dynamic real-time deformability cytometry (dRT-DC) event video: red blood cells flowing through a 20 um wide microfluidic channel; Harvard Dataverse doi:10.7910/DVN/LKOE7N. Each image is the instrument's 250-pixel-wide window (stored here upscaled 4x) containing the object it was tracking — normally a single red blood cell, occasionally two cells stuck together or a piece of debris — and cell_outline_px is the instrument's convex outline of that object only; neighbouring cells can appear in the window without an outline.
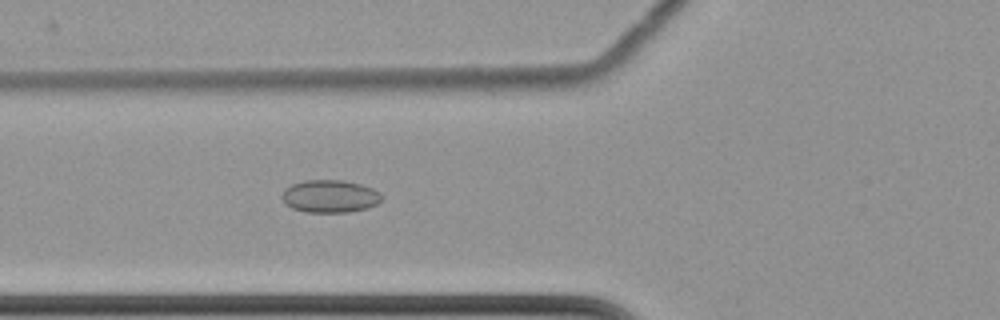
{"species": "common noctule bat (a hibernating species)", "species_latin": "Nyctalus noctula", "temperature_condition": "cold", "stored_images_in_passage": 40, "camera_frame_rate_fps": 3000, "um_per_image_px": 0.085, "animal": {"sex": "female", "body_mass_g": 22.7, "forearm_length_mm": 54.2}, "frame": {"image": 1, "passage_image": 4, "time_ms": 1.0, "image_size_px": [1000, 320], "cell_outline_px": [[384, 196], [376, 204], [368, 208], [348, 212], [304, 212], [292, 208], [284, 204], [280, 196], [284, 188], [292, 184], [304, 180], [344, 180], [360, 184], [372, 188], [380, 192]], "centroid_in_image_um": [28.01, 16.68], "position_along_channel_um": 97.8, "area_um2": 19.25}}
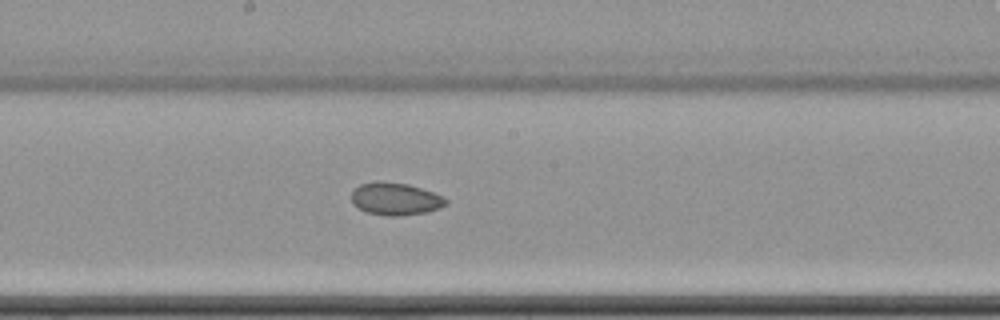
{"frame": {"image": 2, "passage_image": 14, "time_ms": 4.333, "image_size_px": [1000, 320], "cell_outline_px": [[448, 204], [440, 208], [428, 212], [396, 216], [388, 216], [364, 212], [356, 208], [352, 204], [352, 192], [360, 184], [380, 180], [408, 184], [444, 196], [448, 200]], "centroid_in_image_um": [33.6, 16.91], "position_along_channel_um": 214.6, "area_um2": 18.15}}
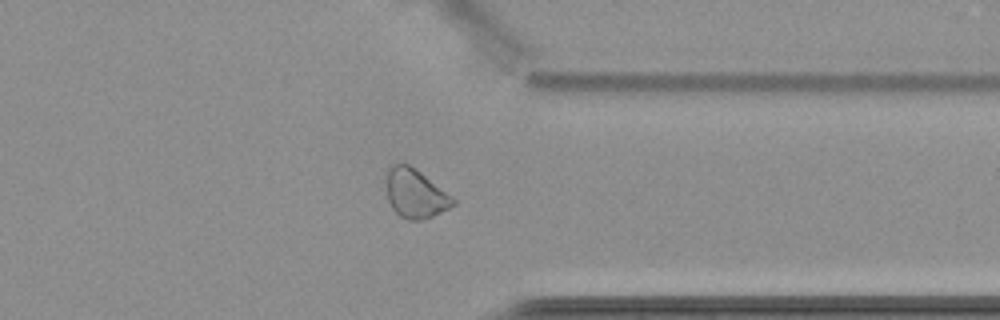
{"frame": {"image": 3, "passage_image": 28, "time_ms": 9.0, "image_size_px": [1000, 320], "cell_outline_px": [[456, 204], [424, 220], [408, 220], [400, 216], [392, 208], [388, 200], [384, 172], [392, 164], [408, 164], [420, 172], [452, 196], [456, 200]], "centroid_in_image_um": [35.26, 16.45], "position_along_channel_um": 376.1, "area_um2": 19.07}, "authors_computed_cell_mechanics": {"area_um2": 18.207, "velocity_mm_per_s": 3.5023, "shape_relaxation_time_tau1_ms": null, "shape_relaxation_time_tau2_ms": 4.3242, "deformation_change_tau1": null, "deformation_change_tau2": 0.0677}}